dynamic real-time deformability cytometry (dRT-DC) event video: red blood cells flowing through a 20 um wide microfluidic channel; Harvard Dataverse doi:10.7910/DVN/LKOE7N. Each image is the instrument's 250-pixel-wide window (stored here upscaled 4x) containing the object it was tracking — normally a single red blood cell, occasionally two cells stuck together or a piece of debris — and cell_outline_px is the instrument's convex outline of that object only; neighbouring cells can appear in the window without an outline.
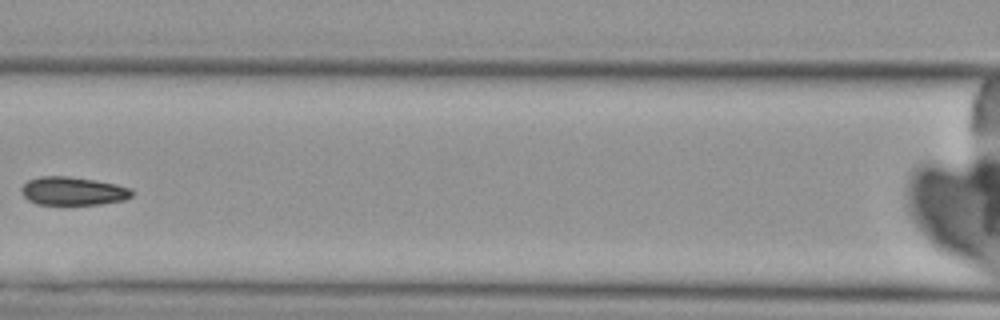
{"species": "Egyptian fruit bat (a non-hibernating species)", "species_latin": "Rousettus aegyptiacus", "temperature_condition": "cold", "stored_images_in_passage": 6, "camera_frame_rate_fps": 3000, "um_per_image_px": 0.085, "animal": {"sex": "female"}, "frame": {"image": 1, "passage_image": 5, "time_ms": 5.0, "image_size_px": [1000, 320], "cell_outline_px": [[132, 196], [124, 200], [100, 204], [36, 204], [28, 200], [24, 196], [20, 188], [28, 180], [40, 176], [68, 176], [116, 184], [132, 188]], "centroid_in_image_um": [6.19, 16.24], "position_along_channel_um": 160.4, "area_um2": 18.15}}
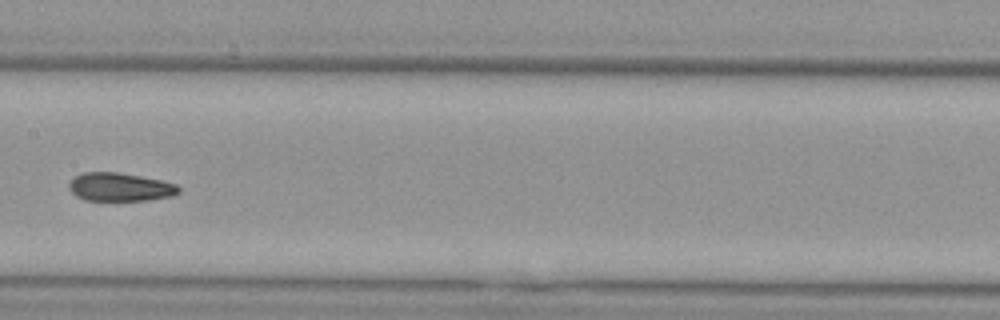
{"frame": {"image": 2, "passage_image": 6, "time_ms": 6.0, "image_size_px": [1000, 320], "cell_outline_px": [[180, 192], [172, 196], [148, 200], [84, 200], [76, 196], [68, 188], [68, 184], [76, 176], [84, 172], [116, 172], [140, 176], [160, 180], [176, 184], [180, 188]], "centroid_in_image_um": [10.2, 15.9], "position_along_channel_um": 197.2, "area_um2": 18.03}}